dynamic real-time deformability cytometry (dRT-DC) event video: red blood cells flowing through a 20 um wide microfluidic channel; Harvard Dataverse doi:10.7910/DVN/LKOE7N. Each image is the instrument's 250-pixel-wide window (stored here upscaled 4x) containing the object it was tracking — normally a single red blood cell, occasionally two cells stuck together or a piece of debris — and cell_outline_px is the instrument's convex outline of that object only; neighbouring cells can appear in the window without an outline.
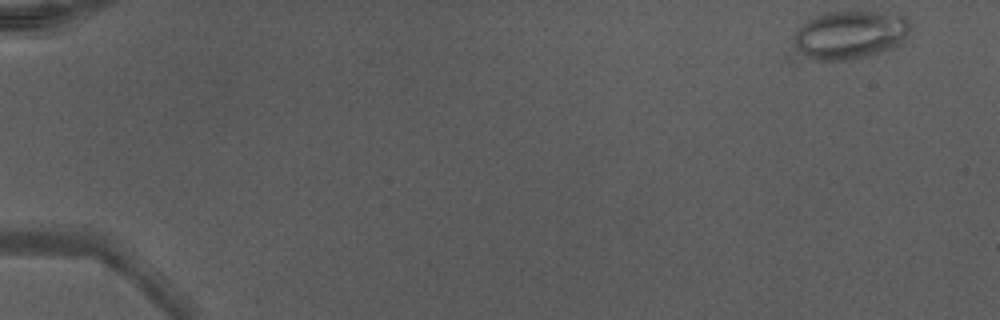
{"species": "Egyptian fruit bat (a non-hibernating species)", "species_latin": "Rousettus aegyptiacus", "temperature_condition": "warm", "stored_images_in_passage": 11, "camera_frame_rate_fps": 3000, "um_per_image_px": 0.085, "animal": {"sex": "male"}, "frame": {"image": 1, "passage_image": 1, "time_ms": 0.0, "image_size_px": [1000, 320], "cell_outline_px": [[912, 28], [908, 40], [892, 48], [868, 56], [852, 60], [812, 60], [800, 52], [792, 44], [792, 36], [796, 28], [808, 20], [816, 16], [828, 12], [876, 12], [908, 16], [912, 24]], "centroid_in_image_um": [72.29, 2.97], "position_along_channel_um": 12.7, "area_um2": 33.52}}